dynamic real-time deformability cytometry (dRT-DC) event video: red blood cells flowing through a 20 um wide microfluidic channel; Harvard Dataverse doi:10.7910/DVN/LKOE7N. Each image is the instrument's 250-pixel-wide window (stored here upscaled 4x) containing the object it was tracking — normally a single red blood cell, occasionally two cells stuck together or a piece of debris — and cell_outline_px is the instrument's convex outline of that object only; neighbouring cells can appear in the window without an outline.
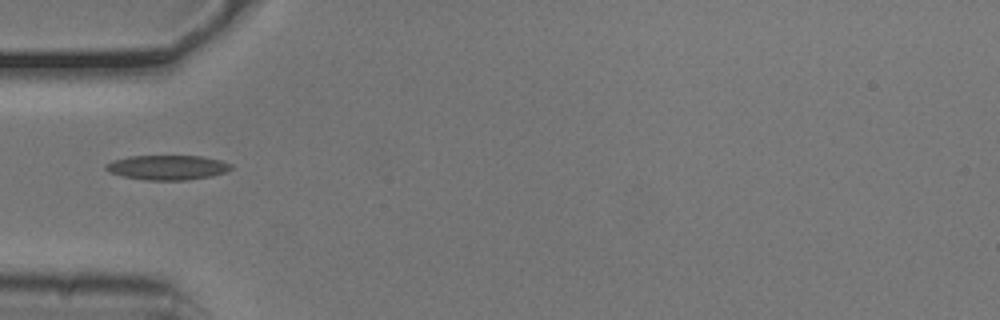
{"species": "common noctule bat (a hibernating species)", "species_latin": "Nyctalus noctula", "temperature_condition": "cold", "stored_images_in_passage": 12, "camera_frame_rate_fps": 3000, "um_per_image_px": 0.085, "animal": {"sex": "male", "body_mass_g": 20.5, "forearm_length_mm": 52.5}, "frame": {"image": 1, "passage_image": 1, "time_ms": 0.0, "image_size_px": [1000, 320], "cell_outline_px": [[232, 168], [224, 172], [212, 176], [188, 180], [144, 180], [120, 176], [108, 172], [104, 168], [104, 164], [112, 160], [128, 156], [200, 156], [220, 160], [232, 164]], "centroid_in_image_um": [14.17, 14.24], "position_along_channel_um": 70.8, "area_um2": 18.21}}
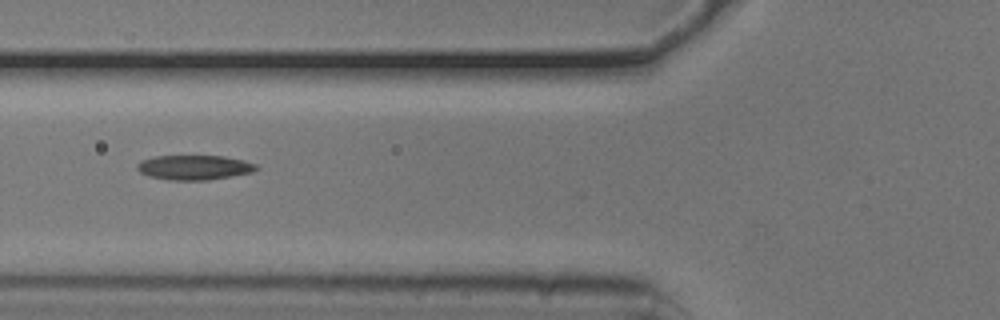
{"frame": {"image": 2, "passage_image": 4, "time_ms": 1.0, "image_size_px": [1000, 320], "cell_outline_px": [[260, 168], [252, 172], [208, 180], [168, 180], [148, 176], [140, 172], [136, 168], [136, 164], [140, 160], [156, 156], [224, 156], [244, 160], [256, 164]], "centroid_in_image_um": [16.49, 14.23], "position_along_channel_um": 109.3, "area_um2": 17.22}}
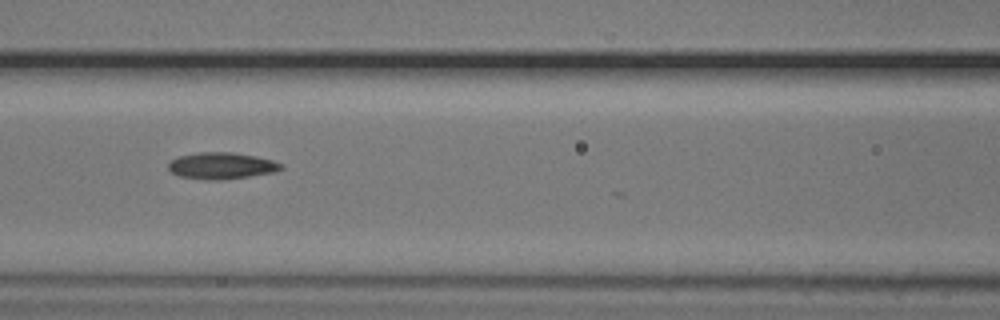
{"frame": {"image": 3, "passage_image": 7, "time_ms": 2.0, "image_size_px": [1000, 320], "cell_outline_px": [[284, 168], [272, 172], [248, 176], [216, 180], [208, 180], [180, 176], [172, 172], [168, 168], [168, 164], [172, 160], [180, 156], [200, 152], [232, 152], [256, 156], [272, 160], [284, 164]], "centroid_in_image_um": [18.85, 14.08], "position_along_channel_um": 147.8, "area_um2": 17.22}}